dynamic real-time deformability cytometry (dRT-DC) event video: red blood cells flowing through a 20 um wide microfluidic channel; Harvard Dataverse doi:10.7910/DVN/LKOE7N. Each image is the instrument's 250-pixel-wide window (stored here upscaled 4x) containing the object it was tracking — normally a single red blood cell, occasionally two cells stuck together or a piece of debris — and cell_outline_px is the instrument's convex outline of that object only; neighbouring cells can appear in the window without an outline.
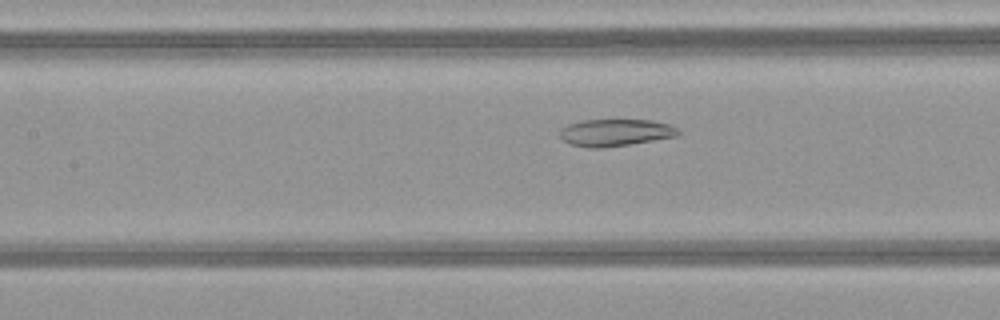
{"species": "common noctule bat (a hibernating species)", "species_latin": "Nyctalus noctula", "temperature_condition": "warm", "stored_images_in_passage": 51, "camera_frame_rate_fps": 3000, "um_per_image_px": 0.085, "animal": {"sex": "female", "body_mass_g": 21.9}, "frame": {"image": 1, "passage_image": 24, "time_ms": 7.667, "image_size_px": [1000, 320], "cell_outline_px": [[680, 132], [676, 136], [628, 144], [600, 148], [588, 148], [568, 144], [560, 136], [560, 128], [568, 124], [584, 120], [652, 120], [668, 124], [676, 128]], "centroid_in_image_um": [52.25, 11.27], "position_along_channel_um": 155.2, "area_um2": 18.5}}
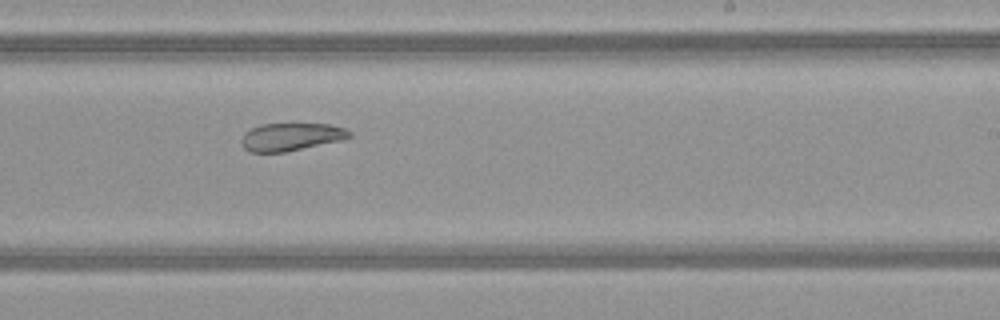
{"frame": {"image": 2, "passage_image": 32, "time_ms": 10.333, "image_size_px": [1000, 320], "cell_outline_px": [[352, 136], [340, 140], [284, 152], [252, 152], [244, 148], [240, 140], [244, 132], [260, 124], [328, 124], [344, 128], [352, 132]], "centroid_in_image_um": [24.71, 11.62], "position_along_channel_um": 264.3, "area_um2": 17.28}}
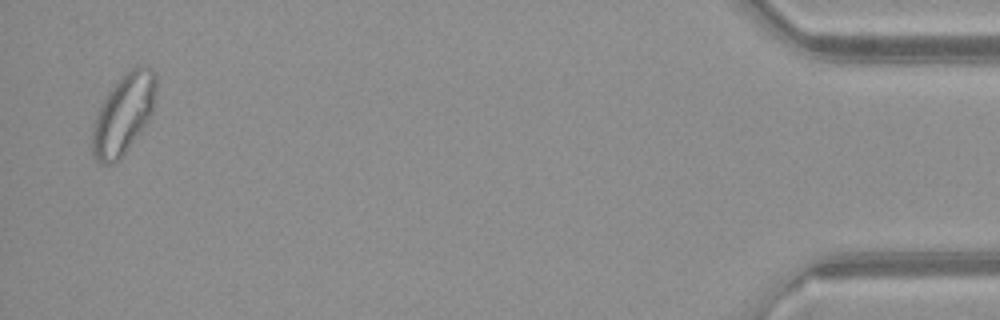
{"frame": {"image": 3, "passage_image": 50, "time_ms": 16.333, "image_size_px": [1000, 320], "cell_outline_px": [[156, 92], [152, 112], [148, 120], [120, 160], [112, 164], [100, 164], [92, 156], [92, 124], [96, 112], [100, 104], [108, 92], [124, 72], [136, 64], [144, 64], [152, 68], [156, 72]], "centroid_in_image_um": [10.48, 9.67], "position_along_channel_um": 424.7, "area_um2": 30.35}, "authors_computed_cell_mechanics": {"area_um2": 24.9696, "velocity_mm_per_s": 4.0992, "shape_relaxation_time_tau1_ms": null, "shape_relaxation_time_tau2_ms": 7.0468, "deformation_change_tau1": null, "deformation_change_tau2": 0.1275}}